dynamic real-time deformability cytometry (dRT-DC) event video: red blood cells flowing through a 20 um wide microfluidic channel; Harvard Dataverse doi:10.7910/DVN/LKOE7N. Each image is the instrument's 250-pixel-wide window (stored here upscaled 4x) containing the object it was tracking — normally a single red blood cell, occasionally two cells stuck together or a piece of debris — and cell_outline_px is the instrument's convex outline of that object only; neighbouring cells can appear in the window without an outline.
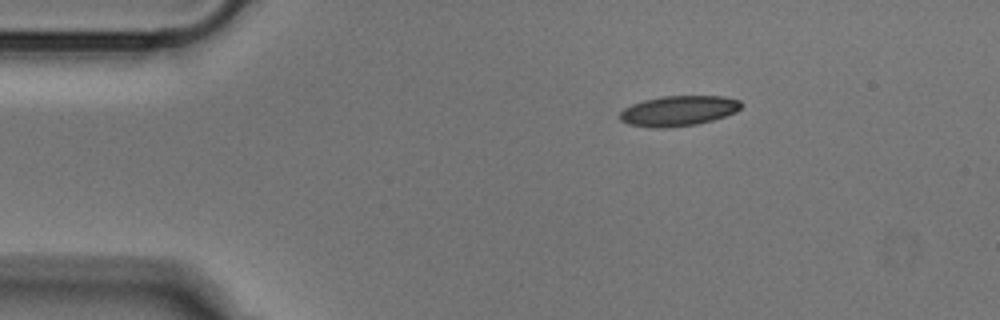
{"species": "Egyptian fruit bat (a non-hibernating species)", "species_latin": "Rousettus aegyptiacus", "temperature_condition": "cold", "stored_images_in_passage": 44, "camera_frame_rate_fps": 3000, "um_per_image_px": 0.085, "animal": {"sex": "male"}, "frame": {"image": 1, "passage_image": 1, "time_ms": 0.0, "image_size_px": [1000, 320], "cell_outline_px": [[744, 104], [736, 112], [712, 120], [696, 124], [664, 128], [652, 128], [628, 124], [620, 120], [620, 112], [624, 108], [632, 104], [644, 100], [664, 96], [724, 96], [740, 100]], "centroid_in_image_um": [57.68, 9.42], "position_along_channel_um": 27.3, "area_um2": 21.39}}
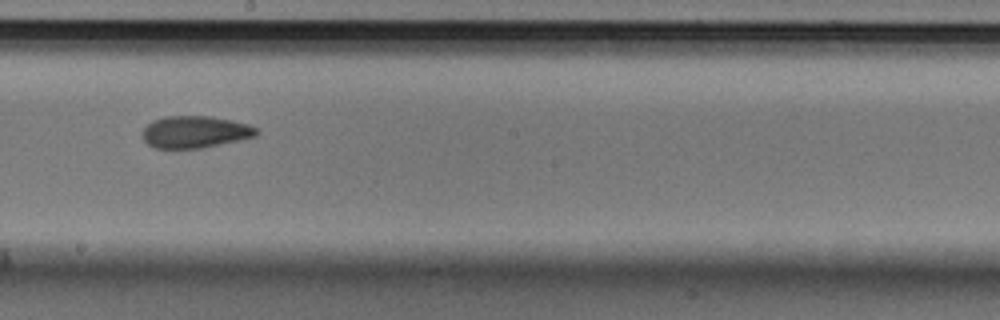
{"frame": {"image": 2, "passage_image": 21, "time_ms": 6.667, "image_size_px": [1000, 320], "cell_outline_px": [[260, 132], [256, 136], [200, 148], [152, 148], [144, 140], [140, 132], [152, 120], [164, 116], [212, 116], [232, 120], [248, 124], [256, 128]], "centroid_in_image_um": [16.54, 11.2], "position_along_channel_um": 231.7, "area_um2": 21.33}}
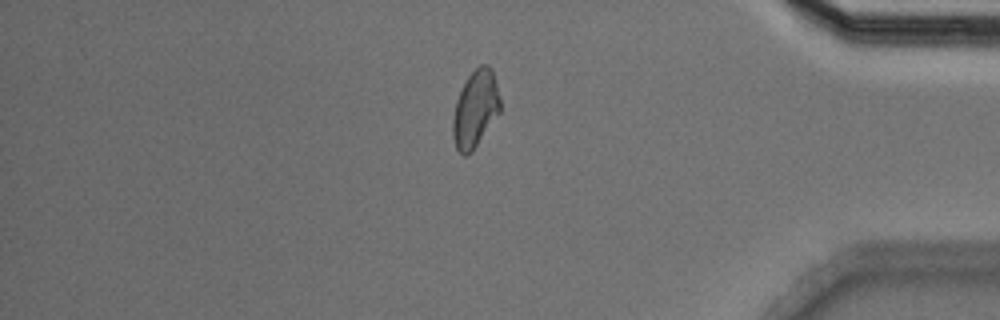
{"frame": {"image": 3, "passage_image": 36, "time_ms": 11.667, "image_size_px": [1000, 320], "cell_outline_px": [[500, 112], [472, 152], [464, 156], [456, 148], [452, 136], [452, 120], [456, 100], [468, 76], [480, 64], [488, 64], [492, 68], [496, 80], [500, 100]], "centroid_in_image_um": [40.4, 9.26], "position_along_channel_um": 394.8, "area_um2": 21.27}}